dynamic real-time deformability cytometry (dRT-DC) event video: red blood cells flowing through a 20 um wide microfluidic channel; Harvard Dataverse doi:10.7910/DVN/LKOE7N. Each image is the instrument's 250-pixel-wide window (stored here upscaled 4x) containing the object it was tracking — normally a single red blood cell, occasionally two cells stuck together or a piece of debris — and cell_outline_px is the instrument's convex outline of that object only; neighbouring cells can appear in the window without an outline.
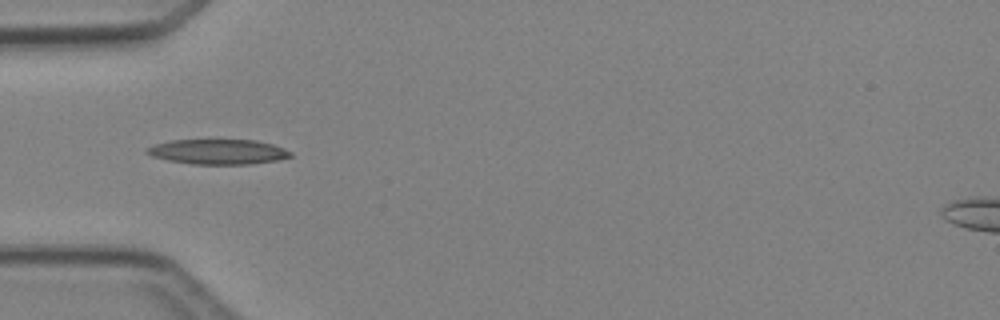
{"species": "Egyptian fruit bat (a non-hibernating species)", "species_latin": "Rousettus aegyptiacus", "temperature_condition": "cold", "stored_images_in_passage": 3, "camera_frame_rate_fps": 3000, "um_per_image_px": 0.085, "animal": {"sex": "female"}, "frame": {"image": 1, "passage_image": 3, "time_ms": 3.0, "image_size_px": [1000, 320], "cell_outline_px": [[292, 156], [276, 160], [252, 164], [192, 164], [168, 160], [152, 156], [144, 152], [144, 148], [156, 144], [172, 140], [256, 140], [272, 144], [284, 148], [292, 152]], "centroid_in_image_um": [18.52, 12.9], "position_along_channel_um": 66.5, "area_um2": 20.92}}